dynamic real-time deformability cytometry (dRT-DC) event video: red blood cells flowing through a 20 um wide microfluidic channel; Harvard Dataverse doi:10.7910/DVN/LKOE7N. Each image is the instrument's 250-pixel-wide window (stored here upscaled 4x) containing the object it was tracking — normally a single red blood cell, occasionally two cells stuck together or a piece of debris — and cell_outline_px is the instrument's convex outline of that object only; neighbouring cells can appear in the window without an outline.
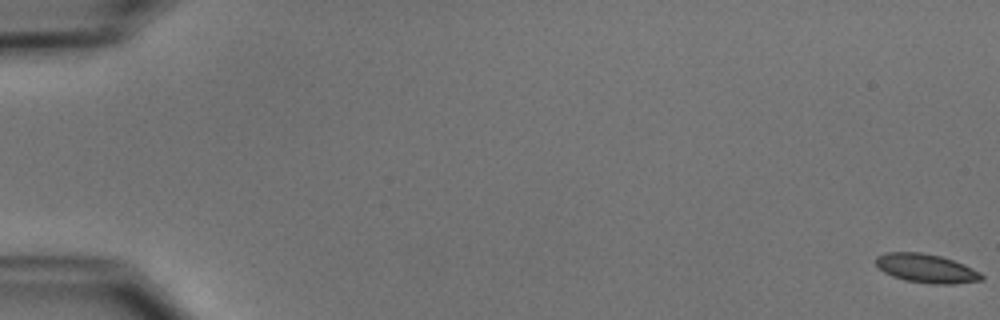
{"species": "common noctule bat (a hibernating species)", "species_latin": "Nyctalus noctula", "temperature_condition": "cold", "stored_images_in_passage": 55, "camera_frame_rate_fps": 3000, "um_per_image_px": 0.085, "animal": {"sex": "male", "body_mass_g": 15.6}, "frame": {"image": 1, "passage_image": 1, "time_ms": 0.0, "image_size_px": [1000, 320], "cell_outline_px": [[984, 280], [952, 284], [932, 284], [904, 280], [892, 276], [884, 272], [876, 264], [876, 256], [884, 252], [920, 252], [940, 256], [964, 264], [980, 272], [984, 276]], "centroid_in_image_um": [78.74, 22.81], "position_along_channel_um": 6.3, "area_um2": 17.8}}
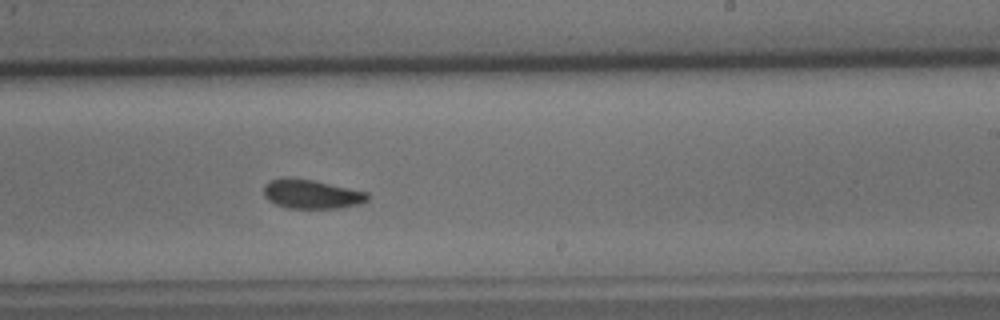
{"frame": {"image": 2, "passage_image": 35, "time_ms": 11.333, "image_size_px": [1000, 320], "cell_outline_px": [[368, 200], [360, 204], [340, 208], [288, 208], [276, 204], [268, 200], [264, 196], [264, 184], [268, 180], [280, 176], [292, 176], [312, 180], [368, 192]], "centroid_in_image_um": [26.42, 16.47], "position_along_channel_um": 262.6, "area_um2": 17.92}}
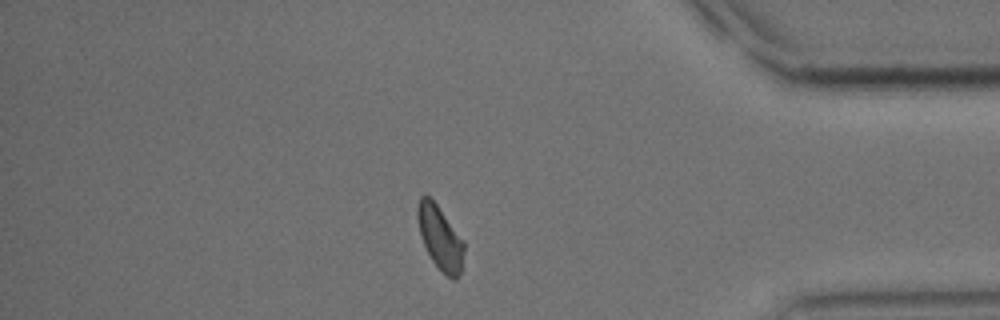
{"frame": {"image": 3, "passage_image": 48, "time_ms": 15.667, "image_size_px": [1000, 320], "cell_outline_px": [[464, 252], [460, 276], [456, 280], [452, 280], [432, 260], [420, 236], [416, 216], [416, 204], [420, 196], [428, 196], [436, 204], [464, 240]], "centroid_in_image_um": [37.4, 20.2], "position_along_channel_um": 397.8, "area_um2": 17.22}, "authors_computed_cell_mechanics": {"area_um2": 17.7446, "velocity_mm_per_s": 3.7318, "shape_relaxation_time_tau1_ms": 2.6032, "shape_relaxation_time_tau2_ms": 2.4452, "deformation_change_tau1": 0.0841, "deformation_change_tau2": 0.0695}}